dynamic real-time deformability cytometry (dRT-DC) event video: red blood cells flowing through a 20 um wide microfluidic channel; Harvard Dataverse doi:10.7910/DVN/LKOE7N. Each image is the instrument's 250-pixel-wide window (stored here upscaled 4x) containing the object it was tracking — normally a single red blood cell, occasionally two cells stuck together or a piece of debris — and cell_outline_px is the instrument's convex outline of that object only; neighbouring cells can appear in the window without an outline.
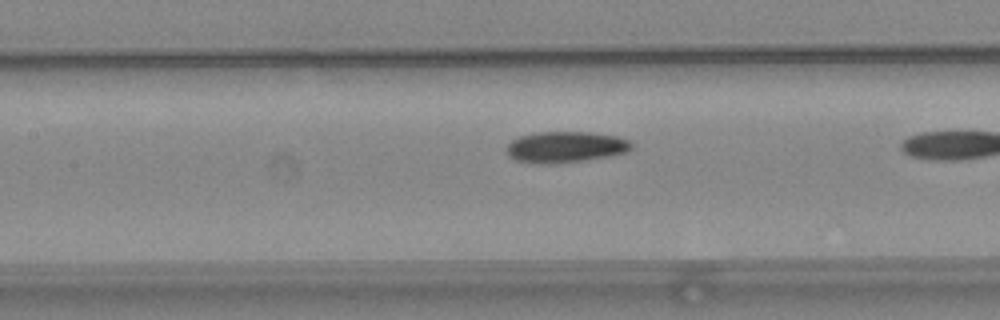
{"species": "common noctule bat (a hibernating species)", "species_latin": "Nyctalus noctula", "temperature_condition": "warm", "stored_images_in_passage": 24, "camera_frame_rate_fps": 3000, "um_per_image_px": 0.085, "animal": {"sex": "female", "body_mass_g": 24.6, "forearm_length_mm": 56.2}, "frame": {"image": 1, "passage_image": 23, "time_ms": 7.333, "image_size_px": [1000, 320], "cell_outline_px": [[632, 148], [624, 152], [608, 156], [584, 160], [556, 164], [532, 164], [516, 160], [508, 156], [504, 152], [508, 144], [512, 140], [520, 136], [536, 132], [592, 132], [616, 136], [628, 140], [632, 144]], "centroid_in_image_um": [48.0, 12.5], "position_along_channel_um": 159.4, "area_um2": 22.83}}